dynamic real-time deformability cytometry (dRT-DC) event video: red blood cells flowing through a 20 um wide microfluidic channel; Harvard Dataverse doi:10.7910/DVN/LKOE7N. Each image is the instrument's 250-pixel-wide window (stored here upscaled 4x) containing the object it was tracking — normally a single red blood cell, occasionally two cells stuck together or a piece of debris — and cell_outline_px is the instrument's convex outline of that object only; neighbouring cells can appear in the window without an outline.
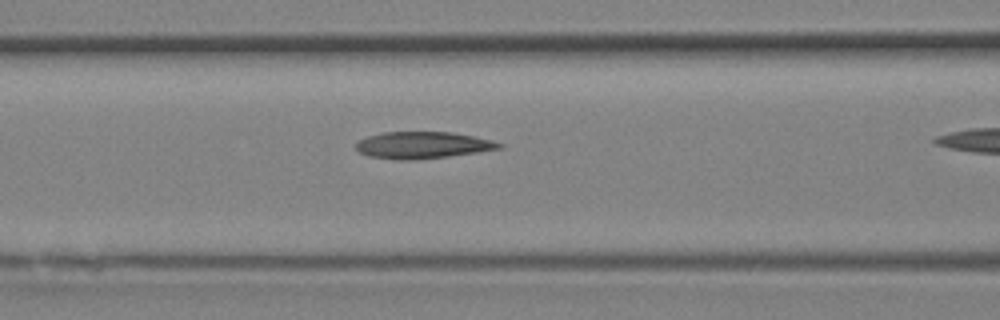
{"species": "Egyptian fruit bat (a non-hibernating species)", "species_latin": "Rousettus aegyptiacus", "temperature_condition": "room temperature", "stored_images_in_passage": 16, "camera_frame_rate_fps": 3000, "um_per_image_px": 0.085, "animal": {"sex": "female"}, "frame": {"image": 1, "passage_image": 10, "time_ms": 3.0, "image_size_px": [1000, 320], "cell_outline_px": [[504, 144], [500, 148], [476, 152], [448, 156], [412, 160], [396, 160], [368, 156], [360, 152], [356, 148], [356, 144], [360, 140], [368, 136], [384, 132], [452, 132], [492, 140]], "centroid_in_image_um": [35.9, 12.34], "position_along_channel_um": 130.7, "area_um2": 22.14}}
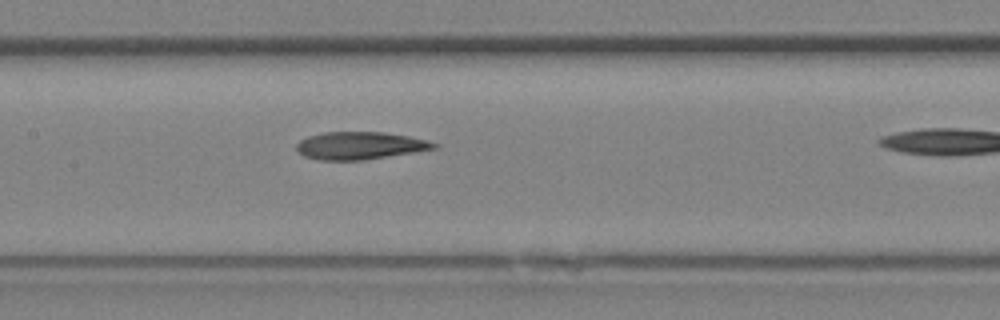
{"frame": {"image": 2, "passage_image": 12, "time_ms": 3.667, "image_size_px": [1000, 320], "cell_outline_px": [[440, 148], [364, 160], [320, 160], [304, 156], [296, 152], [296, 144], [300, 140], [308, 136], [324, 132], [384, 132], [408, 136], [440, 144]], "centroid_in_image_um": [30.59, 12.38], "position_along_channel_um": 176.8, "area_um2": 22.2}}